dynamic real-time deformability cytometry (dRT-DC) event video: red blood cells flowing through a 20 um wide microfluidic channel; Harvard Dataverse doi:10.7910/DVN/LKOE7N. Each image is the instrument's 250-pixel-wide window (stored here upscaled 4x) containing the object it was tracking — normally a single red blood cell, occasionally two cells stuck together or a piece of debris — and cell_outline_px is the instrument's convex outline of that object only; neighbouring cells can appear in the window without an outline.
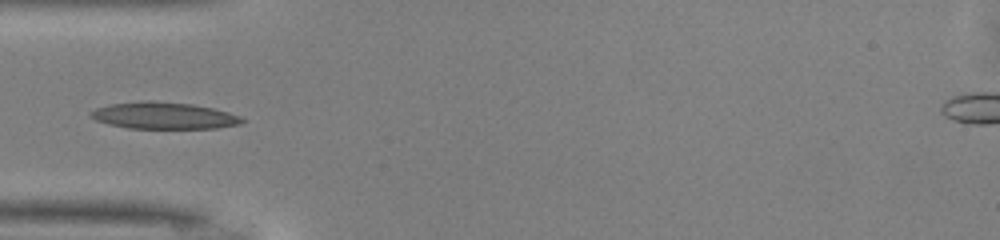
{"species": "common noctule bat (a hibernating species)", "species_latin": "Nyctalus noctula", "temperature_condition": "warm", "stored_images_in_passage": 35, "camera_frame_rate_fps": 3000, "um_per_image_px": 0.085, "animal": {"sex": "male", "body_mass_g": 13.0, "forearm_length_mm": 53.1}, "frame": {"image": 1, "passage_image": 1, "time_ms": 0.0, "image_size_px": [1000, 240], "cell_outline_px": [[244, 120], [240, 124], [216, 128], [128, 128], [108, 124], [96, 120], [88, 116], [88, 112], [96, 108], [112, 104], [148, 100], [152, 100], [192, 104], [212, 108], [228, 112], [240, 116]], "centroid_in_image_um": [13.89, 9.82], "position_along_channel_um": 71.1, "area_um2": 23.52}}
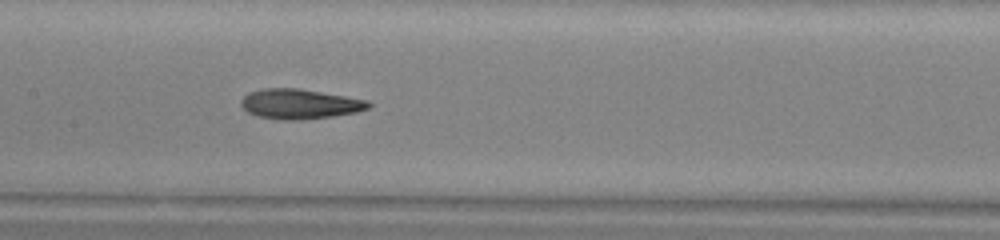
{"frame": {"image": 2, "passage_image": 9, "time_ms": 2.667, "image_size_px": [1000, 240], "cell_outline_px": [[372, 104], [368, 108], [356, 112], [332, 116], [292, 120], [284, 120], [260, 116], [248, 112], [240, 104], [240, 100], [248, 92], [260, 88], [300, 88], [368, 100]], "centroid_in_image_um": [25.46, 8.81], "position_along_channel_um": 181.9, "area_um2": 22.08}}
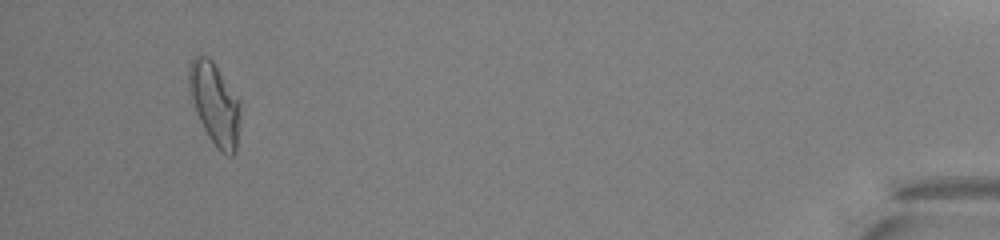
{"frame": {"image": 3, "passage_image": 32, "time_ms": 10.333, "image_size_px": [1000, 240], "cell_outline_px": [[240, 108], [236, 152], [232, 156], [228, 156], [220, 152], [216, 148], [208, 136], [188, 96], [188, 68], [192, 56], [208, 56], [212, 60], [240, 100]], "centroid_in_image_um": [18.23, 8.81], "position_along_channel_um": 417.0, "area_um2": 24.8}}